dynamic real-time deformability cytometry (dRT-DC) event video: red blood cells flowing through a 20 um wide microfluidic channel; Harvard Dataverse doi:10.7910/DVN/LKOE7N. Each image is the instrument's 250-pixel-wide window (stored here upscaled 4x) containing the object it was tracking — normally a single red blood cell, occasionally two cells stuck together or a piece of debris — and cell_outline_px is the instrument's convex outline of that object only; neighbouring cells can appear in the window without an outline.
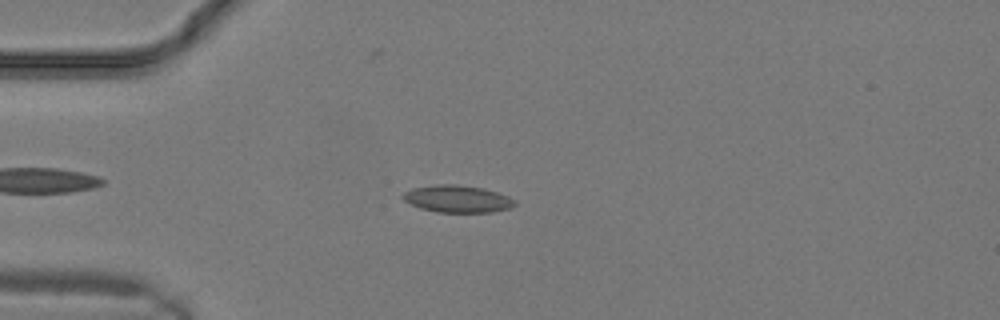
{"species": "common noctule bat (a hibernating species)", "species_latin": "Nyctalus noctula", "temperature_condition": "warm", "stored_images_in_passage": 5, "camera_frame_rate_fps": 3000, "um_per_image_px": 0.085, "animal": {"sex": "male", "body_mass_g": 19.2, "forearm_length_mm": 51.8}, "frame": {"image": 1, "passage_image": 4, "time_ms": 1.0, "image_size_px": [1000, 320], "cell_outline_px": [[516, 204], [508, 208], [492, 212], [436, 212], [420, 208], [404, 200], [400, 196], [404, 192], [412, 188], [436, 184], [456, 184], [484, 188], [508, 196], [516, 200]], "centroid_in_image_um": [38.86, 16.89], "position_along_channel_um": 46.1, "area_um2": 17.74}}